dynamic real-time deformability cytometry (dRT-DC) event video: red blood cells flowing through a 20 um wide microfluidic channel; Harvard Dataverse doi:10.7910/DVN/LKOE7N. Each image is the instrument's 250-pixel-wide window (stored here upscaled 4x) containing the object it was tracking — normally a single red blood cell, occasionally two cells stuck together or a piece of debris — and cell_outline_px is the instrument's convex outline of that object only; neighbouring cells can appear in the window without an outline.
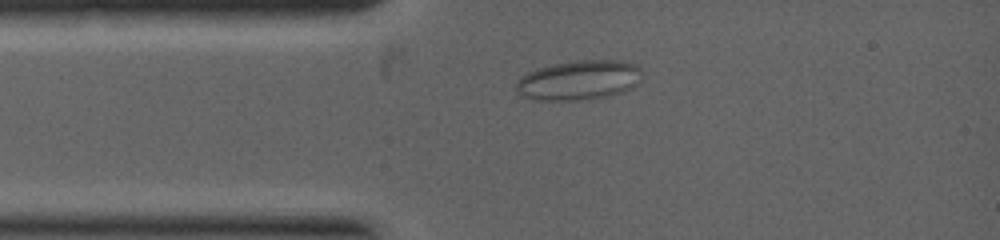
{"species": "common noctule bat (a hibernating species)", "species_latin": "Nyctalus noctula", "temperature_condition": "warm", "stored_images_in_passage": 5, "camera_frame_rate_fps": 5000, "um_per_image_px": 0.085, "animal": {"sex": "female", "body_mass_g": 19.0, "forearm_length_mm": 53.3}, "frame": {"image": 1, "passage_image": 5, "time_ms": 1.6, "image_size_px": [1000, 240], "cell_outline_px": [[640, 72], [636, 84], [632, 88], [624, 92], [608, 96], [588, 100], [532, 100], [516, 92], [516, 80], [520, 76], [536, 68], [556, 64], [580, 60], [608, 60], [636, 64], [640, 68]], "centroid_in_image_um": [49.15, 6.83], "position_along_channel_um": 35.8, "area_um2": 29.07}}